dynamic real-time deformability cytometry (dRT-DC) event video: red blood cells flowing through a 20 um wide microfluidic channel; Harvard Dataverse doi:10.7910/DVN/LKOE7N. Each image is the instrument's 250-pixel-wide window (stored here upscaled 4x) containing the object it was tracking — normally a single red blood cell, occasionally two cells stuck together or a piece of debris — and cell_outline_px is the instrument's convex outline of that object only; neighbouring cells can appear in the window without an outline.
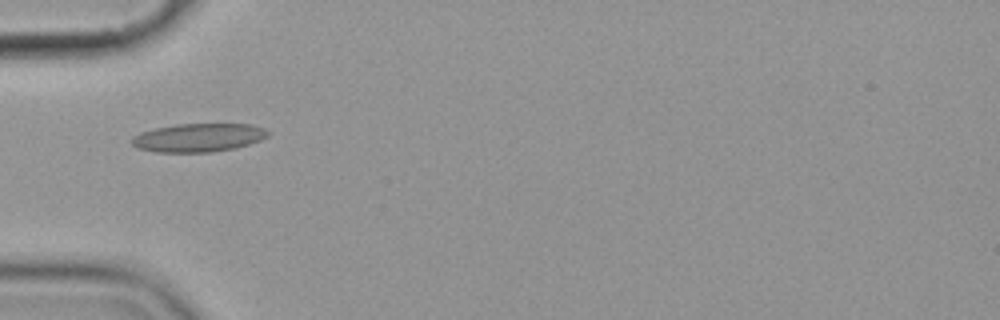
{"species": "common noctule bat (a hibernating species)", "species_latin": "Nyctalus noctula", "temperature_condition": "cold", "stored_images_in_passage": 6, "camera_frame_rate_fps": 3000, "um_per_image_px": 0.085, "animal": {"sex": "female", "body_mass_g": 19.9}, "frame": {"image": 1, "passage_image": 1, "time_ms": 0.0, "image_size_px": [1000, 320], "cell_outline_px": [[268, 136], [260, 140], [236, 148], [212, 152], [156, 152], [136, 148], [132, 144], [132, 136], [140, 132], [156, 128], [176, 124], [252, 124], [264, 128], [268, 132]], "centroid_in_image_um": [16.85, 11.7], "position_along_channel_um": 68.2, "area_um2": 22.6}}
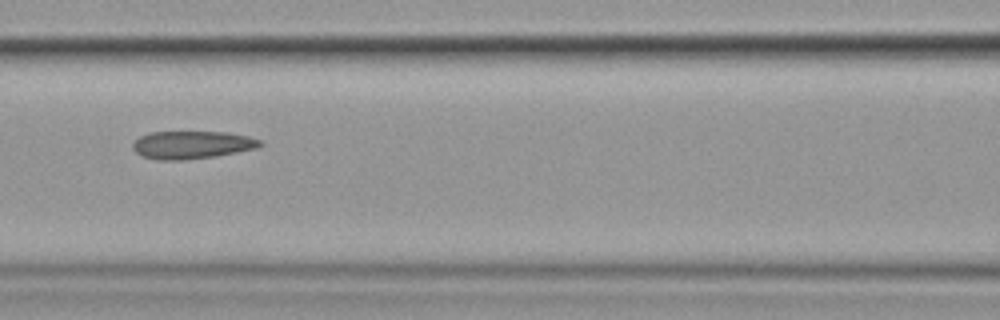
{"frame": {"image": 2, "passage_image": 3, "time_ms": 2.333, "image_size_px": [1000, 320], "cell_outline_px": [[264, 144], [256, 148], [216, 156], [184, 160], [156, 160], [140, 156], [132, 148], [132, 144], [140, 136], [148, 132], [228, 132], [248, 136], [260, 140]], "centroid_in_image_um": [16.28, 12.31], "position_along_channel_um": 150.3, "area_um2": 20.75}}
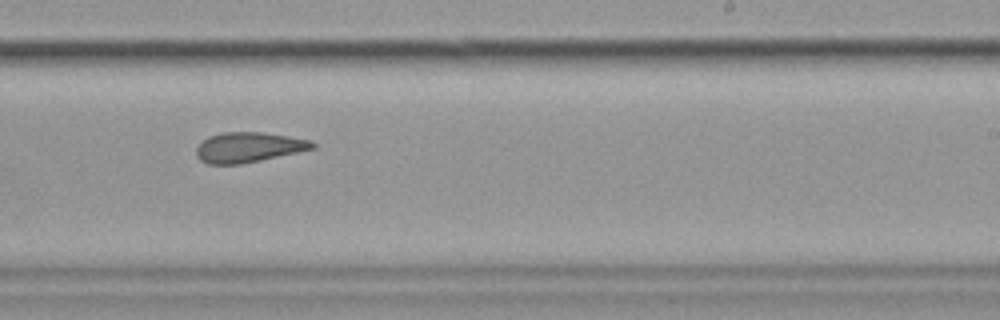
{"frame": {"image": 3, "passage_image": 6, "time_ms": 5.667, "image_size_px": [1000, 320], "cell_outline_px": [[316, 148], [260, 160], [240, 164], [208, 164], [200, 160], [196, 156], [196, 148], [208, 136], [224, 132], [260, 132], [288, 136], [312, 140], [316, 144]], "centroid_in_image_um": [21.13, 12.52], "position_along_channel_um": 267.9, "area_um2": 20.29}}